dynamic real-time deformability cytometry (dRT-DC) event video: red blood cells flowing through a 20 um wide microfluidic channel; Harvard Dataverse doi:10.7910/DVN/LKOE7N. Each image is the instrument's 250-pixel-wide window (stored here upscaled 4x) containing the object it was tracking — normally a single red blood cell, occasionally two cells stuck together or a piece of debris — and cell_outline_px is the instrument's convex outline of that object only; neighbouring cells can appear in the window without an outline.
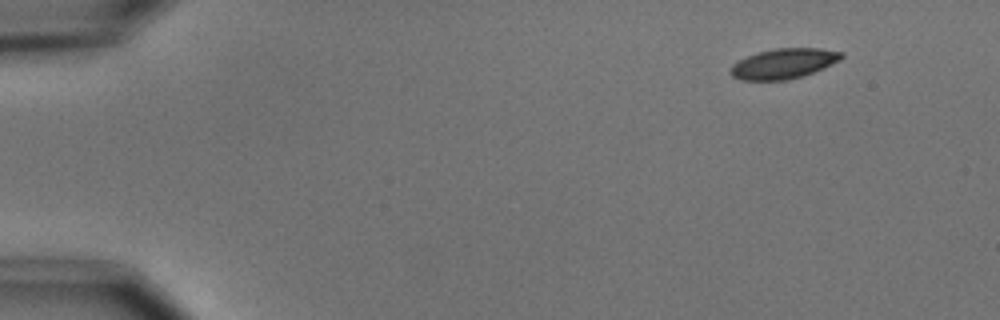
{"species": "common noctule bat (a hibernating species)", "species_latin": "Nyctalus noctula", "temperature_condition": "cold", "stored_images_in_passage": 4, "camera_frame_rate_fps": 3000, "um_per_image_px": 0.085, "animal": {"sex": "male", "body_mass_g": 15.6}, "frame": {"image": 1, "passage_image": 1, "time_ms": 0.0, "image_size_px": [1000, 320], "cell_outline_px": [[844, 56], [840, 60], [804, 76], [788, 80], [740, 80], [732, 76], [728, 72], [728, 68], [732, 64], [748, 56], [760, 52], [776, 48], [820, 48], [844, 52]], "centroid_in_image_um": [66.6, 5.41], "position_along_channel_um": 18.4, "area_um2": 19.54}}
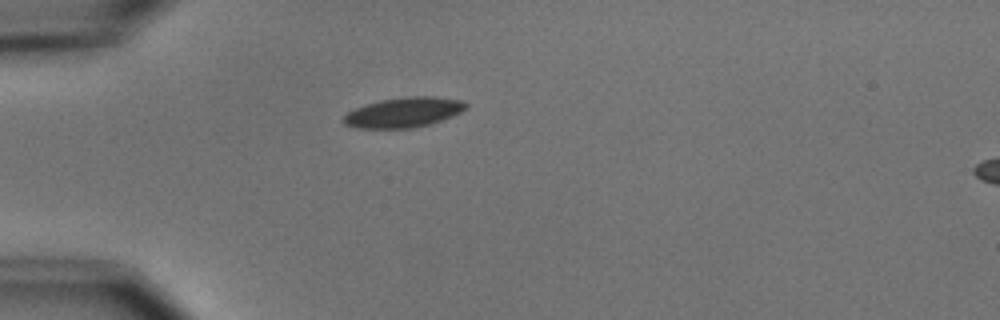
{"frame": {"image": 2, "passage_image": 4, "time_ms": 3.333, "image_size_px": [1000, 320], "cell_outline_px": [[468, 108], [460, 112], [440, 120], [416, 128], [356, 128], [344, 124], [344, 116], [348, 112], [364, 104], [380, 100], [408, 96], [432, 96], [460, 100], [468, 104]], "centroid_in_image_um": [34.3, 9.55], "position_along_channel_um": 50.7, "area_um2": 21.27}}